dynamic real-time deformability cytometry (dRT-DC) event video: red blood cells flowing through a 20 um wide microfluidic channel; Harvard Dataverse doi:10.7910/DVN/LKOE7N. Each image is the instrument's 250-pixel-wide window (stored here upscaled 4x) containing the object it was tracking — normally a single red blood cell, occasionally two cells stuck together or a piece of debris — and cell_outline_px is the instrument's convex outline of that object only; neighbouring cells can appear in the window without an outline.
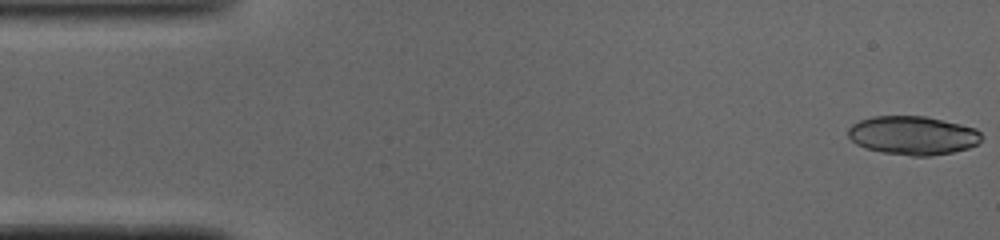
{"species": "common noctule bat (a hibernating species)", "species_latin": "Nyctalus noctula", "temperature_condition": "cold", "stored_images_in_passage": 48, "segment_of_instrument_passage": [1, 2], "camera_frame_rate_fps": 3000, "um_per_image_px": 0.085, "animal": {"sex": "male", "body_mass_g": 19.0, "forearm_length_mm": 50.8}, "frame": {"image": 1, "passage_image": 1, "time_ms": 0.0, "image_size_px": [1000, 240], "cell_outline_px": [[980, 140], [976, 144], [968, 148], [952, 152], [932, 156], [912, 156], [884, 152], [864, 148], [856, 144], [848, 136], [848, 128], [852, 124], [860, 120], [872, 116], [928, 116], [976, 128], [980, 132]], "centroid_in_image_um": [77.57, 11.5], "position_along_channel_um": 7.4, "area_um2": 30.11}}